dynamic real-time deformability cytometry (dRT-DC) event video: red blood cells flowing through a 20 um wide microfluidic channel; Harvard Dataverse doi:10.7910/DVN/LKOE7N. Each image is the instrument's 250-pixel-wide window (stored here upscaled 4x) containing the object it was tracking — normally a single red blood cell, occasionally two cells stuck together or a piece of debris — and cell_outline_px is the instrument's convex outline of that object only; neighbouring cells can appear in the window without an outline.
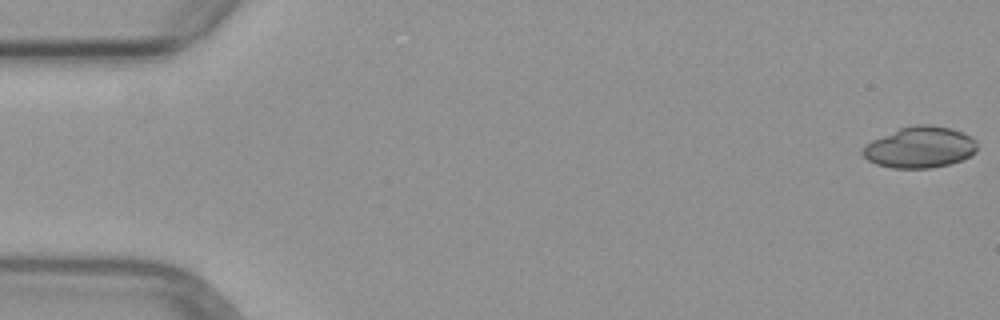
{"species": "common noctule bat (a hibernating species)", "species_latin": "Nyctalus noctula", "temperature_condition": "warm", "stored_images_in_passage": 5, "camera_frame_rate_fps": 3000, "um_per_image_px": 0.085, "animal": {"sex": "female", "body_mass_g": 29.2, "forearm_length_mm": 56.3}, "frame": {"image": 1, "passage_image": 1, "time_ms": 0.0, "image_size_px": [1000, 320], "cell_outline_px": [[976, 152], [972, 156], [948, 164], [928, 168], [892, 168], [876, 164], [868, 160], [860, 152], [864, 144], [872, 140], [900, 128], [916, 124], [932, 124], [952, 128], [972, 136], [976, 140]], "centroid_in_image_um": [78.19, 12.51], "position_along_channel_um": 6.8, "area_um2": 27.69}}
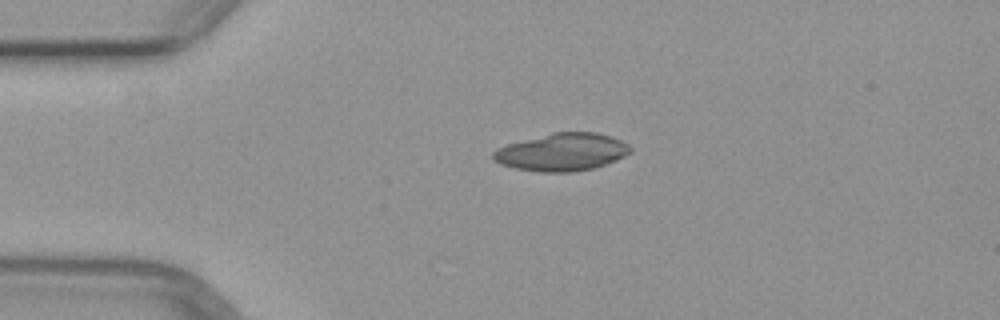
{"frame": {"image": 2, "passage_image": 4, "time_ms": 3.667, "image_size_px": [1000, 320], "cell_outline_px": [[632, 152], [616, 160], [592, 168], [572, 172], [540, 172], [516, 168], [500, 164], [492, 160], [492, 152], [496, 148], [508, 144], [552, 132], [596, 132], [620, 140], [628, 144], [632, 148]], "centroid_in_image_um": [47.75, 12.93], "position_along_channel_um": 37.3, "area_um2": 30.0}}